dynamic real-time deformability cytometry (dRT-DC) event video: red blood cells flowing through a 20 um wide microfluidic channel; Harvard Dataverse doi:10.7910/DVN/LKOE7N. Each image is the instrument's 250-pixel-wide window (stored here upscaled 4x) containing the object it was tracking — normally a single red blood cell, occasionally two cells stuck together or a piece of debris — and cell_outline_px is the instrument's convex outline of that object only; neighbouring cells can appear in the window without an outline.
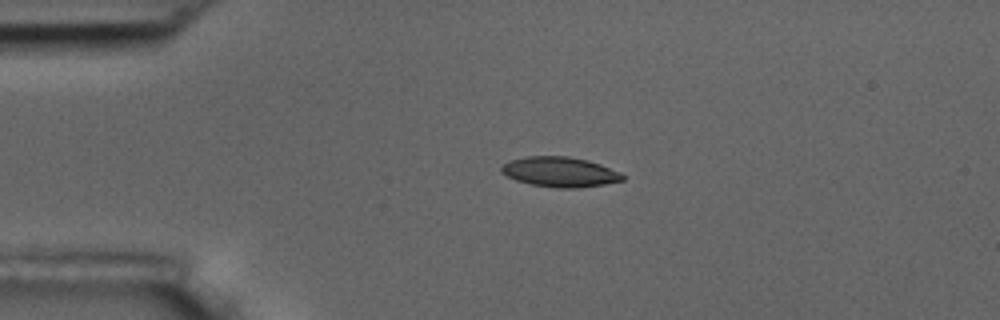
{"species": "common noctule bat (a hibernating species)", "species_latin": "Nyctalus noctula", "temperature_condition": "room temperature", "stored_images_in_passage": 4, "camera_frame_rate_fps": 3000, "um_per_image_px": 0.085, "animal": {"sex": "male", "body_mass_g": 17.5, "forearm_length_mm": 52.3}, "frame": {"image": 1, "passage_image": 2, "time_ms": 2.333, "image_size_px": [1000, 320], "cell_outline_px": [[624, 180], [604, 184], [576, 188], [556, 188], [532, 184], [516, 180], [500, 172], [500, 164], [508, 160], [528, 156], [568, 156], [588, 160], [600, 164], [620, 172], [624, 176]], "centroid_in_image_um": [47.56, 14.6], "position_along_channel_um": 37.4, "area_um2": 21.27}}
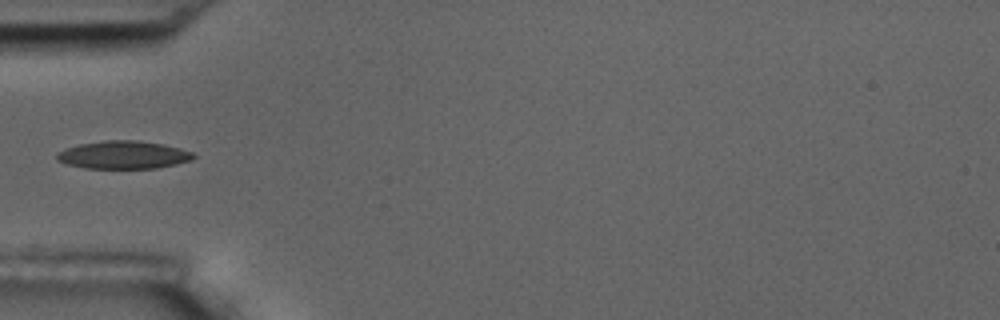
{"frame": {"image": 2, "passage_image": 4, "time_ms": 4.333, "image_size_px": [1000, 320], "cell_outline_px": [[196, 156], [192, 160], [176, 164], [156, 168], [84, 168], [68, 164], [56, 160], [56, 152], [64, 148], [80, 144], [108, 140], [136, 140], [164, 144], [180, 148], [192, 152]], "centroid_in_image_um": [10.48, 13.16], "position_along_channel_um": 74.5, "area_um2": 22.25}}